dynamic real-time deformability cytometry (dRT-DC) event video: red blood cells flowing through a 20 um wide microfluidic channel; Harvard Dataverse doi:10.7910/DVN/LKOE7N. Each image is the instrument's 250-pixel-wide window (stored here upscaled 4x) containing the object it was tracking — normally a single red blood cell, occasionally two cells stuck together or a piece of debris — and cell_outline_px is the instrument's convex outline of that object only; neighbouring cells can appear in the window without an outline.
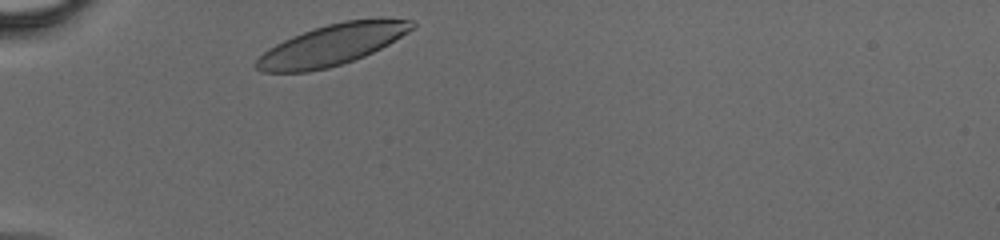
{"species": "human", "species_latin": "Homo sapiens", "temperature_condition": "cold", "stored_images_in_passage": 26, "camera_frame_rate_fps": 3000, "um_per_image_px": 0.085, "donor": {"sex": "male"}, "frame": {"image": 1, "passage_image": 1, "time_ms": 0.0, "image_size_px": [1000, 240], "cell_outline_px": [[416, 28], [388, 44], [364, 56], [328, 68], [308, 72], [260, 72], [256, 68], [256, 60], [268, 48], [292, 36], [328, 24], [344, 20], [380, 16], [384, 16], [412, 20], [416, 24]], "centroid_in_image_um": [28.3, 3.77], "position_along_channel_um": 56.7, "area_um2": 37.45}}
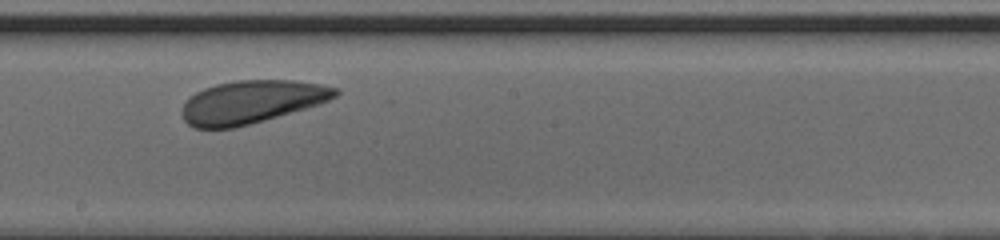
{"frame": {"image": 2, "passage_image": 14, "time_ms": 4.333, "image_size_px": [1000, 240], "cell_outline_px": [[340, 92], [336, 96], [320, 104], [236, 128], [192, 128], [184, 120], [180, 112], [184, 104], [196, 92], [204, 88], [216, 84], [236, 80], [292, 80], [320, 84], [336, 88]], "centroid_in_image_um": [21.36, 8.67], "position_along_channel_um": 226.8, "area_um2": 38.26}}
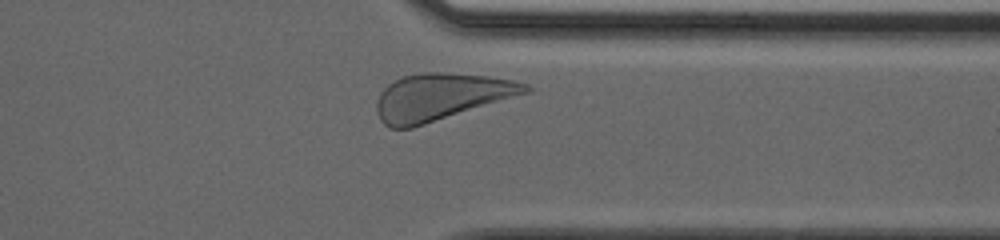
{"frame": {"image": 3, "passage_image": 24, "time_ms": 7.667, "image_size_px": [1000, 240], "cell_outline_px": [[532, 92], [412, 128], [388, 128], [380, 120], [376, 112], [376, 100], [380, 92], [388, 84], [404, 76], [420, 72], [440, 72], [488, 76], [512, 80], [528, 84], [532, 88]], "centroid_in_image_um": [37.47, 8.24], "position_along_channel_um": 373.9, "area_um2": 40.86}}